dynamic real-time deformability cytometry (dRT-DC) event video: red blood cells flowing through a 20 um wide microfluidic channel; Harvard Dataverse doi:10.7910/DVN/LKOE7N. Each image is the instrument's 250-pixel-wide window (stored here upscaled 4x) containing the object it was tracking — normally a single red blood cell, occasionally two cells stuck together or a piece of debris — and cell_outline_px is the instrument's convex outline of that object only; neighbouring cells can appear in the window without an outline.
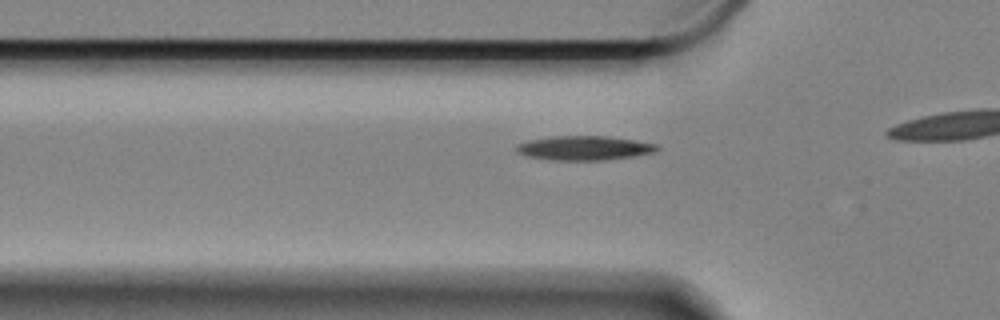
{"species": "Egyptian fruit bat (a non-hibernating species)", "species_latin": "Rousettus aegyptiacus", "temperature_condition": "cold", "stored_images_in_passage": 11, "camera_frame_rate_fps": 3000, "um_per_image_px": 0.085, "animal": {"sex": "female"}, "frame": {"image": 1, "passage_image": 5, "time_ms": 1.333, "image_size_px": [1000, 320], "cell_outline_px": [[660, 148], [656, 152], [636, 156], [604, 160], [552, 160], [528, 156], [516, 152], [516, 144], [528, 140], [552, 136], [608, 136], [660, 144]], "centroid_in_image_um": [49.7, 12.58], "position_along_channel_um": 76.1, "area_um2": 20.11}}
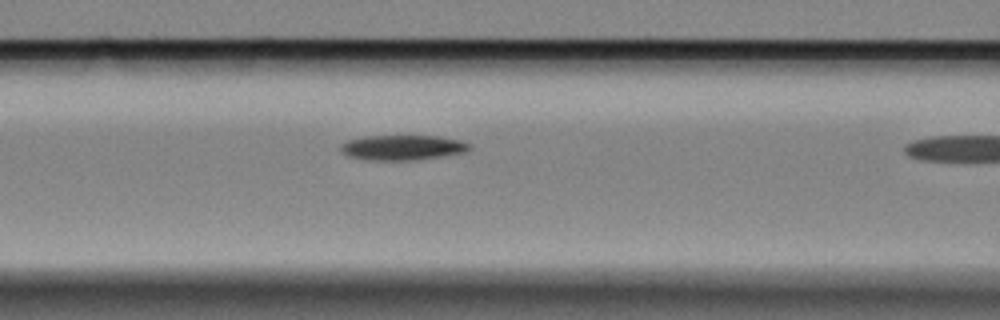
{"frame": {"image": 2, "passage_image": 10, "time_ms": 3.0, "image_size_px": [1000, 320], "cell_outline_px": [[468, 148], [464, 152], [416, 160], [372, 160], [348, 156], [340, 152], [340, 144], [348, 140], [364, 136], [440, 136], [460, 140], [468, 144]], "centroid_in_image_um": [34.14, 12.53], "position_along_channel_um": 132.5, "area_um2": 18.61}}